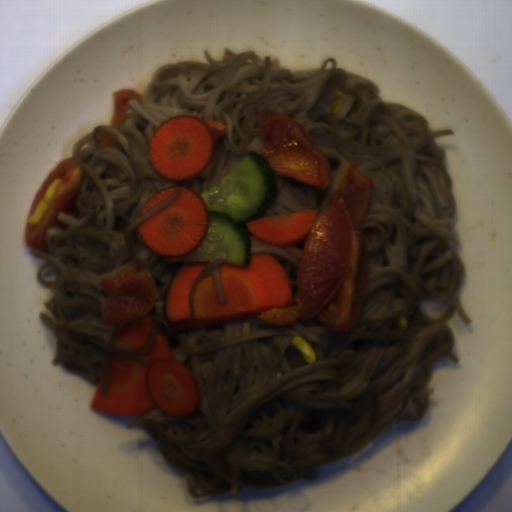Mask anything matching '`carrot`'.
<instances>
[{"label":"carrot","instance_id":"carrot-1","mask_svg":"<svg viewBox=\"0 0 512 512\" xmlns=\"http://www.w3.org/2000/svg\"><path fill=\"white\" fill-rule=\"evenodd\" d=\"M209 263L187 262L176 272L164 300V319L172 331L258 318L268 309L293 306L290 282L278 260L271 253L250 254L245 266L226 262L219 266L223 302L219 301L212 273L199 280L191 322L192 286Z\"/></svg>","mask_w":512,"mask_h":512},{"label":"carrot","instance_id":"carrot-2","mask_svg":"<svg viewBox=\"0 0 512 512\" xmlns=\"http://www.w3.org/2000/svg\"><path fill=\"white\" fill-rule=\"evenodd\" d=\"M100 380L94 411L136 417L160 408L172 416L199 412L203 395L195 375L175 358L160 331L142 354L116 353L110 364L106 394Z\"/></svg>","mask_w":512,"mask_h":512},{"label":"carrot","instance_id":"carrot-3","mask_svg":"<svg viewBox=\"0 0 512 512\" xmlns=\"http://www.w3.org/2000/svg\"><path fill=\"white\" fill-rule=\"evenodd\" d=\"M228 126L187 114L164 120L148 144V160L164 180L184 182L205 173Z\"/></svg>","mask_w":512,"mask_h":512},{"label":"carrot","instance_id":"carrot-4","mask_svg":"<svg viewBox=\"0 0 512 512\" xmlns=\"http://www.w3.org/2000/svg\"><path fill=\"white\" fill-rule=\"evenodd\" d=\"M180 191L181 197L148 217L137 229L144 245L160 258H182L204 241L211 222L209 210L197 190L171 186L152 195L139 216Z\"/></svg>","mask_w":512,"mask_h":512},{"label":"carrot","instance_id":"carrot-5","mask_svg":"<svg viewBox=\"0 0 512 512\" xmlns=\"http://www.w3.org/2000/svg\"><path fill=\"white\" fill-rule=\"evenodd\" d=\"M152 327L149 318H135L126 322L114 339L123 345L142 347Z\"/></svg>","mask_w":512,"mask_h":512}]
</instances>
